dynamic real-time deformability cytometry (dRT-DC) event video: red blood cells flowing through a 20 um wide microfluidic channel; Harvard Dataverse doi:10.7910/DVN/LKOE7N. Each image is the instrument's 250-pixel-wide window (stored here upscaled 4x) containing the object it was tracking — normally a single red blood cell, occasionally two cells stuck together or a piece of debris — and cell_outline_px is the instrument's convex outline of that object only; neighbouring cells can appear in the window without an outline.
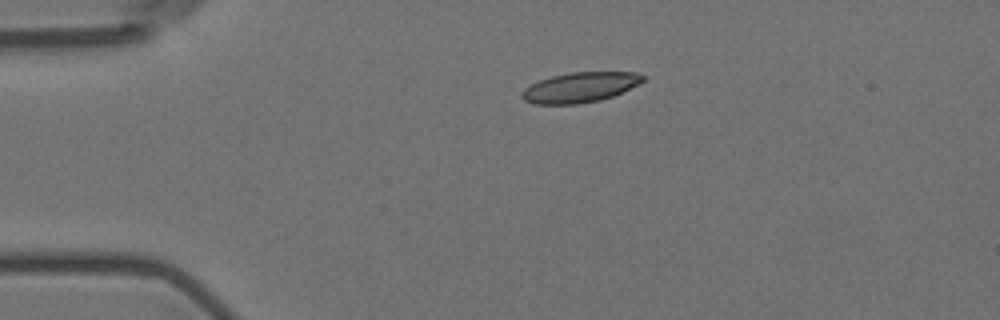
{"species": "Egyptian fruit bat (a non-hibernating species)", "species_latin": "Rousettus aegyptiacus", "temperature_condition": "room temperature", "stored_images_in_passage": 2, "camera_frame_rate_fps": 3000, "um_per_image_px": 0.085, "animal": {"sex": "female"}, "frame": {"image": 1, "passage_image": 1, "time_ms": 0.0, "image_size_px": [1000, 320], "cell_outline_px": [[644, 80], [640, 84], [612, 96], [600, 100], [576, 104], [532, 104], [524, 100], [520, 96], [520, 92], [524, 88], [540, 80], [552, 76], [572, 72], [636, 72], [644, 76]], "centroid_in_image_um": [49.28, 7.43], "position_along_channel_um": 35.7, "area_um2": 21.21}}